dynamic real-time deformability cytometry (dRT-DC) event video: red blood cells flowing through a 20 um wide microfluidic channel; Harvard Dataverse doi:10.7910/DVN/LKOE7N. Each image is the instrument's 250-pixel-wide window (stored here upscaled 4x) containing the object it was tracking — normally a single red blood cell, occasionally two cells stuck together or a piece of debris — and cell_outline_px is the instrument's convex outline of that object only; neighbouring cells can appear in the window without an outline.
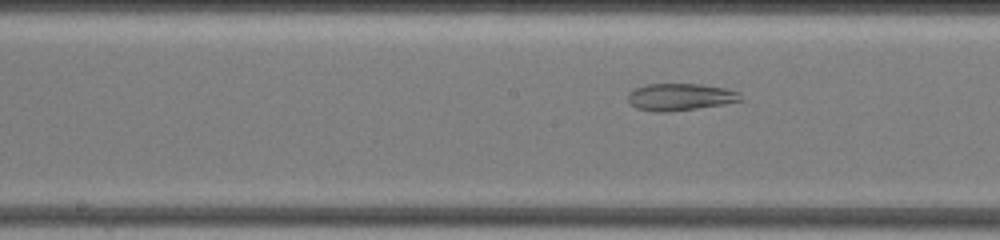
{"species": "common noctule bat (a hibernating species)", "species_latin": "Nyctalus noctula", "temperature_condition": "warm", "stored_images_in_passage": 61, "segment_of_instrument_passage": [2, 2], "camera_frame_rate_fps": 3000, "um_per_image_px": 0.085, "animal": {"sex": "female", "body_mass_g": 19.5, "forearm_length_mm": 54.1}, "frame": {"image": 1, "passage_image": 27, "time_ms": 6.333, "image_size_px": [1000, 240], "cell_outline_px": [[744, 100], [724, 104], [668, 112], [656, 112], [636, 108], [628, 100], [628, 92], [644, 84], [700, 84], [724, 88], [740, 92]], "centroid_in_image_um": [57.82, 8.24], "position_along_channel_um": 190.4, "area_um2": 17.8}}
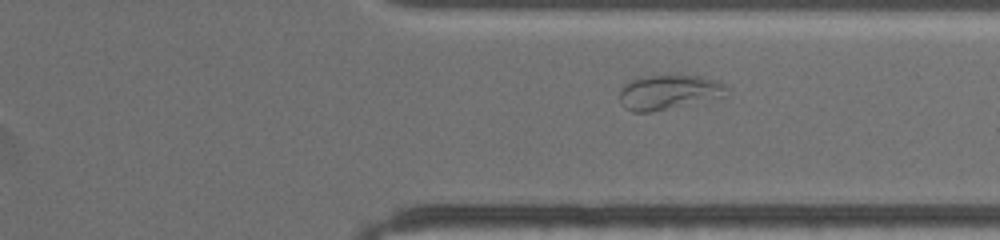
{"frame": {"image": 2, "passage_image": 48, "time_ms": 11.0, "image_size_px": [1000, 240], "cell_outline_px": [[728, 96], [648, 112], [632, 112], [624, 108], [620, 104], [620, 92], [624, 84], [632, 80], [644, 76], [696, 76], [716, 80], [724, 84], [728, 88]], "centroid_in_image_um": [56.84, 7.84], "position_along_channel_um": 354.6, "area_um2": 21.39}}
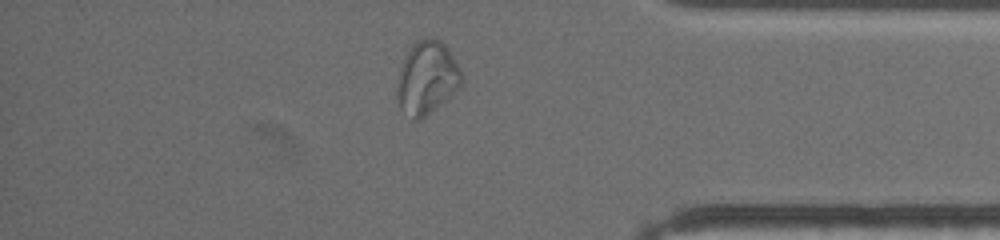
{"frame": {"image": 3, "passage_image": 53, "time_ms": 12.667, "image_size_px": [1000, 240], "cell_outline_px": [[460, 88], [456, 92], [420, 120], [412, 120], [400, 108], [396, 96], [396, 92], [400, 68], [412, 44], [420, 40], [440, 40], [448, 48], [456, 60], [460, 68]], "centroid_in_image_um": [36.28, 6.66], "position_along_channel_um": 398.9, "area_um2": 27.05}}